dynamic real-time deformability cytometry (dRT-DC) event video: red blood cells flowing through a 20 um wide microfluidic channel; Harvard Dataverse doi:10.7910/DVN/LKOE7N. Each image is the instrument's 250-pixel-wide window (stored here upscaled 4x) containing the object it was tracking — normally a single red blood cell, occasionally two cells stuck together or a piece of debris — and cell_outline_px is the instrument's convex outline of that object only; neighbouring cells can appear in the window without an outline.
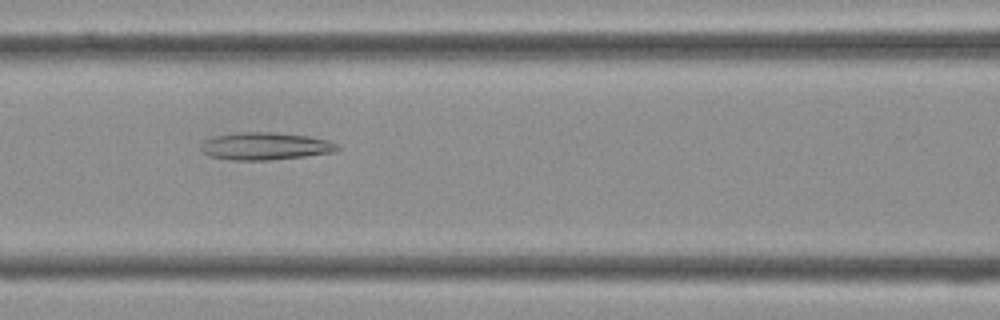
{"species": "Egyptian fruit bat (a non-hibernating species)", "species_latin": "Rousettus aegyptiacus", "temperature_condition": "cold", "stored_images_in_passage": 41, "camera_frame_rate_fps": 3000, "um_per_image_px": 0.085, "frame": {"image": 1, "passage_image": 17, "time_ms": 5.333, "image_size_px": [1000, 320], "cell_outline_px": [[340, 148], [336, 152], [304, 156], [268, 160], [232, 160], [208, 156], [200, 148], [200, 144], [204, 140], [216, 136], [240, 132], [272, 132], [308, 136], [328, 140], [336, 144]], "centroid_in_image_um": [22.54, 12.42], "position_along_channel_um": 144.1, "area_um2": 21.79}}
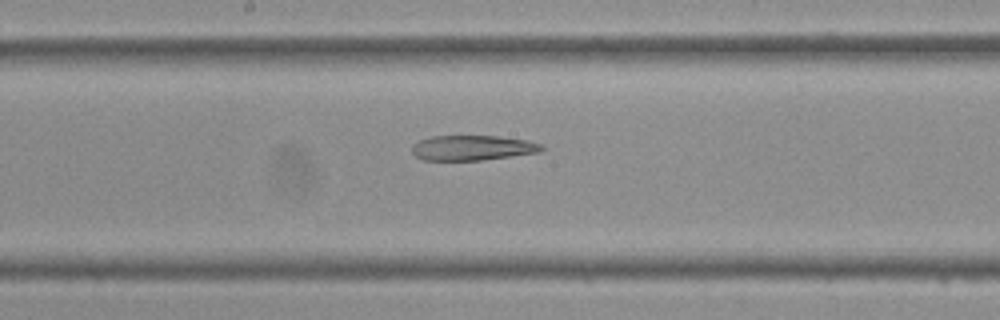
{"frame": {"image": 2, "passage_image": 21, "time_ms": 6.667, "image_size_px": [1000, 320], "cell_outline_px": [[544, 148], [540, 152], [512, 156], [480, 160], [420, 160], [412, 152], [412, 144], [420, 140], [432, 136], [496, 136], [528, 140], [540, 144]], "centroid_in_image_um": [40.14, 12.56], "position_along_channel_um": 208.1, "area_um2": 18.9}}
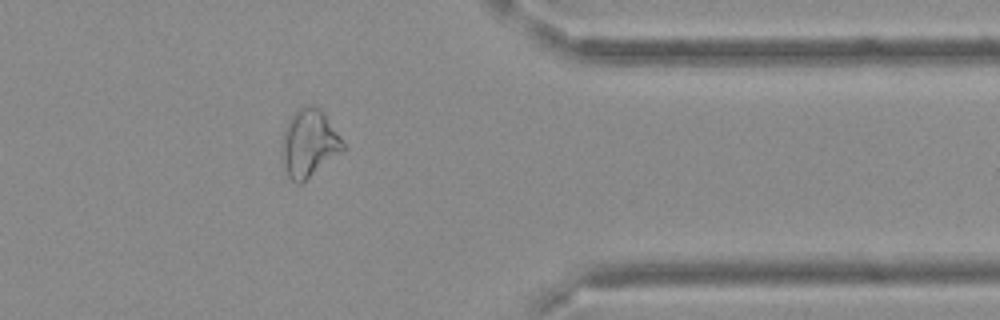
{"frame": {"image": 3, "passage_image": 33, "time_ms": 10.667, "image_size_px": [1000, 320], "cell_outline_px": [[344, 148], [340, 152], [300, 184], [296, 184], [288, 176], [280, 160], [280, 140], [284, 128], [288, 120], [300, 108], [308, 104], [312, 104], [320, 108], [324, 112], [344, 144]], "centroid_in_image_um": [26.19, 12.17], "position_along_channel_um": 385.2, "area_um2": 24.04}}